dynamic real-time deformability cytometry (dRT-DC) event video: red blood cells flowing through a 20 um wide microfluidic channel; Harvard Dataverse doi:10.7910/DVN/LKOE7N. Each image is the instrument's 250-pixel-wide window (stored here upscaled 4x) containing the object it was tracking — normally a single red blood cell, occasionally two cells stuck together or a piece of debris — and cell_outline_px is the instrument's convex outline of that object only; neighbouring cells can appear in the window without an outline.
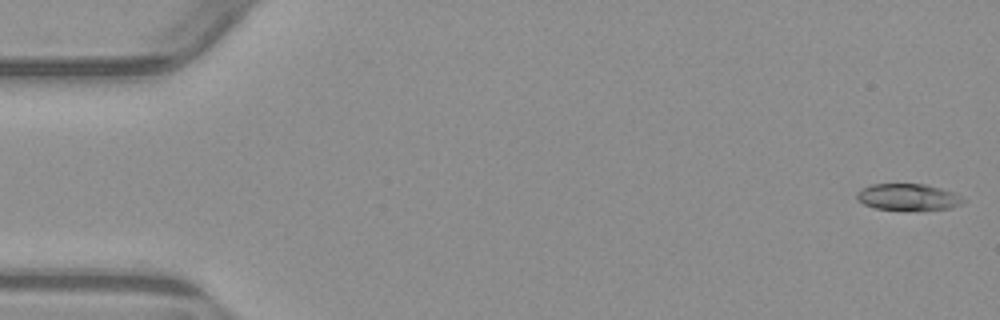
{"species": "common noctule bat (a hibernating species)", "species_latin": "Nyctalus noctula", "temperature_condition": "warm", "stored_images_in_passage": 6, "camera_frame_rate_fps": 3000, "um_per_image_px": 0.085, "animal": {"sex": "male", "body_mass_g": 23.1, "forearm_length_mm": 52.7}, "frame": {"image": 1, "passage_image": 1, "time_ms": 0.0, "image_size_px": [1000, 320], "cell_outline_px": [[968, 200], [952, 208], [872, 208], [864, 204], [856, 196], [856, 192], [860, 188], [872, 184], [924, 184], [940, 188], [952, 192]], "centroid_in_image_um": [77.16, 16.71], "position_along_channel_um": 7.8, "area_um2": 15.9}}
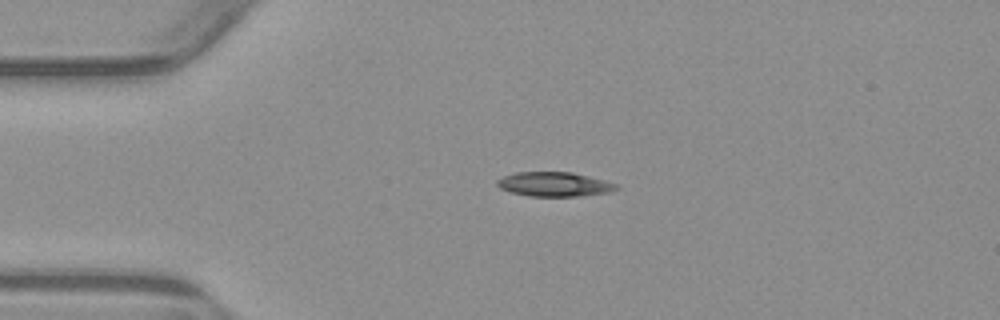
{"frame": {"image": 2, "passage_image": 4, "time_ms": 3.667, "image_size_px": [1000, 320], "cell_outline_px": [[620, 188], [608, 192], [580, 196], [528, 196], [508, 192], [500, 188], [496, 184], [496, 180], [504, 176], [516, 172], [572, 172], [604, 180], [616, 184]], "centroid_in_image_um": [47.08, 15.66], "position_along_channel_um": 37.9, "area_um2": 16.94}}
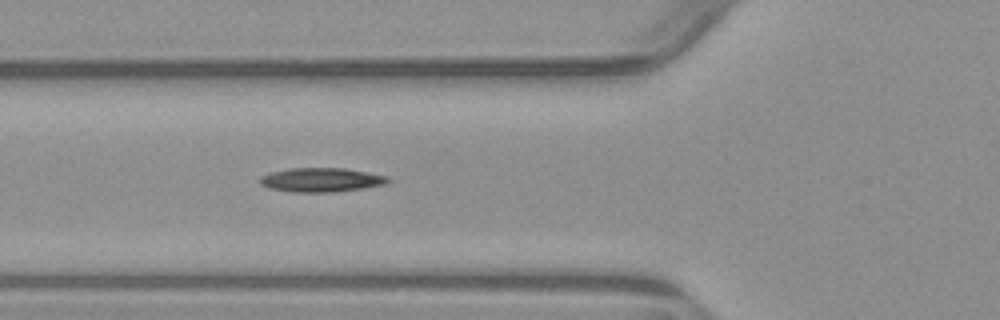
{"frame": {"image": 3, "passage_image": 6, "time_ms": 6.0, "image_size_px": [1000, 320], "cell_outline_px": [[392, 180], [384, 184], [364, 188], [332, 192], [292, 192], [268, 188], [260, 184], [260, 176], [268, 172], [288, 168], [344, 168], [388, 176]], "centroid_in_image_um": [27.27, 15.28], "position_along_channel_um": 98.5, "area_um2": 18.09}}